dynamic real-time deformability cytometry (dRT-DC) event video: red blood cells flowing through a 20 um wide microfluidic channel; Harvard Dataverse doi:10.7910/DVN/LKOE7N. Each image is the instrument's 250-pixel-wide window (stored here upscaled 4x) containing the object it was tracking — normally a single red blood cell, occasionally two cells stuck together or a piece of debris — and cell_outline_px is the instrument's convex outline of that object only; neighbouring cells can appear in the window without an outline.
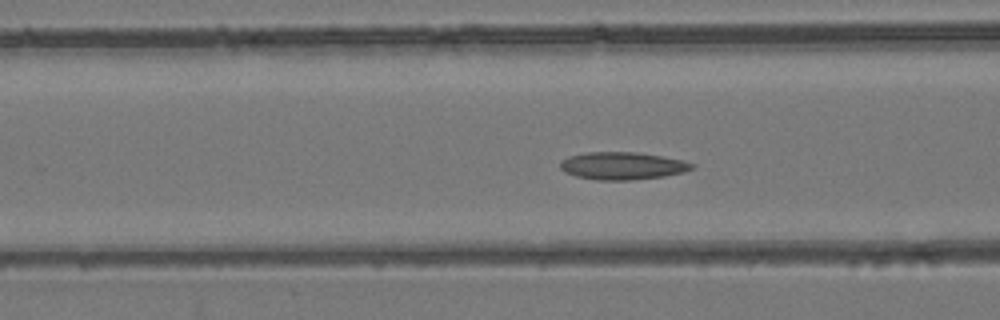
{"species": "common noctule bat (a hibernating species)", "species_latin": "Nyctalus noctula", "temperature_condition": "room temperature", "stored_images_in_passage": 53, "camera_frame_rate_fps": 3000, "um_per_image_px": 0.085, "animal": {"sex": "female", "body_mass_g": 24.6, "forearm_length_mm": 56.2}, "frame": {"image": 1, "passage_image": 21, "time_ms": 6.667, "image_size_px": [1000, 320], "cell_outline_px": [[696, 168], [684, 172], [664, 176], [632, 180], [596, 180], [576, 176], [564, 172], [560, 168], [560, 160], [568, 156], [584, 152], [636, 152], [660, 156], [680, 160], [696, 164]], "centroid_in_image_um": [52.88, 14.09], "position_along_channel_um": 113.7, "area_um2": 21.27}}
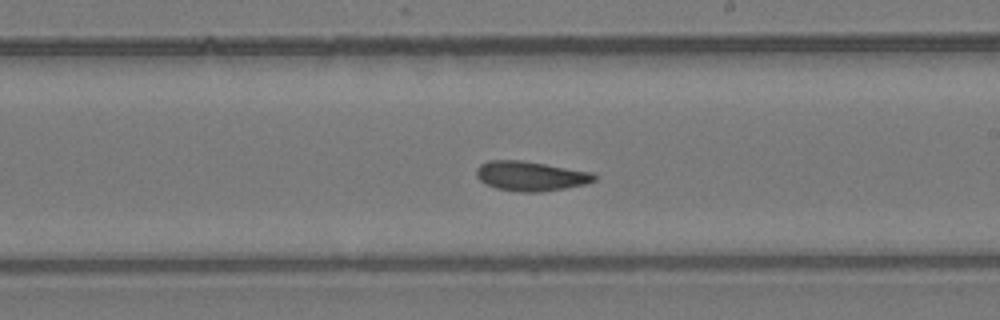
{"frame": {"image": 2, "passage_image": 31, "time_ms": 10.0, "image_size_px": [1000, 320], "cell_outline_px": [[596, 180], [584, 184], [564, 188], [540, 192], [520, 192], [496, 188], [484, 184], [476, 176], [476, 168], [480, 164], [488, 160], [520, 160], [592, 172], [596, 176]], "centroid_in_image_um": [45.05, 14.96], "position_along_channel_um": 243.9, "area_um2": 20.29}}
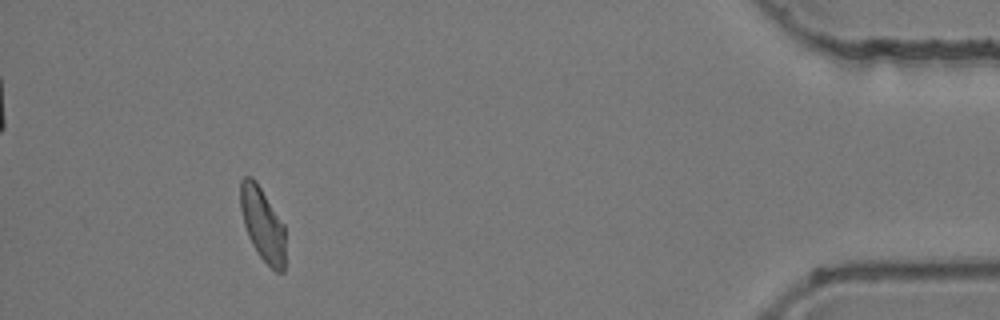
{"frame": {"image": 3, "passage_image": 49, "time_ms": 16.0, "image_size_px": [1000, 320], "cell_outline_px": [[284, 272], [276, 272], [260, 256], [252, 244], [248, 236], [244, 224], [240, 208], [240, 180], [244, 176], [252, 176], [256, 180], [284, 224]], "centroid_in_image_um": [22.3, 19.01], "position_along_channel_um": 412.9, "area_um2": 19.19}, "authors_computed_cell_mechanics": {"area_um2": 20.23, "velocity_mm_per_s": 3.9071, "shape_relaxation_time_tau1_ms": null, "shape_relaxation_time_tau2_ms": 3.1793, "deformation_change_tau1": null, "deformation_change_tau2": 0.0971}}